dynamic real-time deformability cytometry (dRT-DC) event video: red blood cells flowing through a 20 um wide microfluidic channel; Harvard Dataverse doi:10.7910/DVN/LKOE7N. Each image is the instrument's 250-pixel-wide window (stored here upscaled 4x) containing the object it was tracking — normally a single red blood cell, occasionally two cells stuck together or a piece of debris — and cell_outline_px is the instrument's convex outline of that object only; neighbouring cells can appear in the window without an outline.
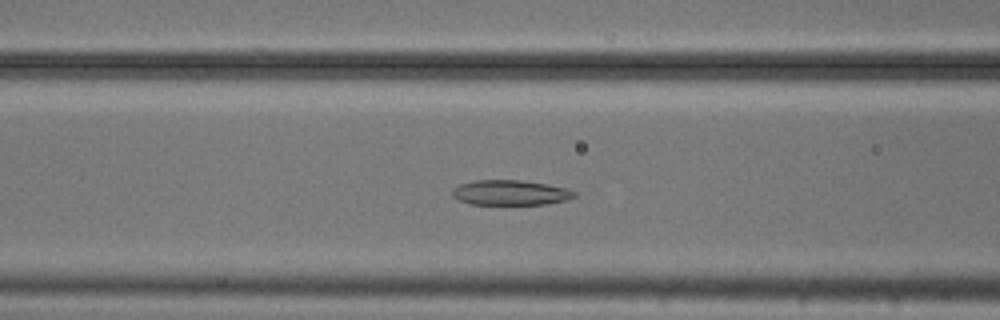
{"species": "common noctule bat (a hibernating species)", "species_latin": "Nyctalus noctula", "temperature_condition": "cold", "stored_images_in_passage": 54, "camera_frame_rate_fps": 3000, "um_per_image_px": 0.085, "animal": {"sex": "male", "body_mass_g": 20.5, "forearm_length_mm": 52.5}, "frame": {"image": 1, "passage_image": 22, "time_ms": 7.0, "image_size_px": [1000, 320], "cell_outline_px": [[576, 196], [564, 200], [548, 204], [472, 204], [460, 200], [452, 196], [452, 188], [460, 184], [476, 180], [520, 180], [548, 184], [564, 188], [576, 192]], "centroid_in_image_um": [43.36, 16.37], "position_along_channel_um": 123.2, "area_um2": 17.69}}
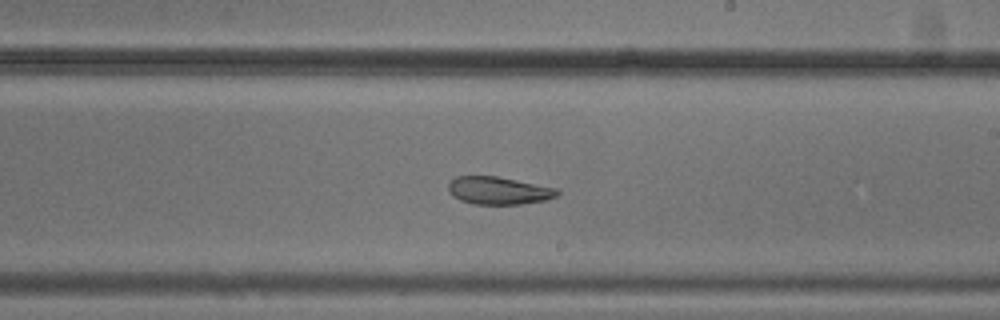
{"frame": {"image": 2, "passage_image": 32, "time_ms": 10.333, "image_size_px": [1000, 320], "cell_outline_px": [[560, 192], [556, 196], [544, 200], [520, 204], [472, 204], [460, 200], [452, 196], [448, 192], [448, 184], [456, 176], [496, 176], [556, 188]], "centroid_in_image_um": [42.33, 16.2], "position_along_channel_um": 246.7, "area_um2": 17.46}}
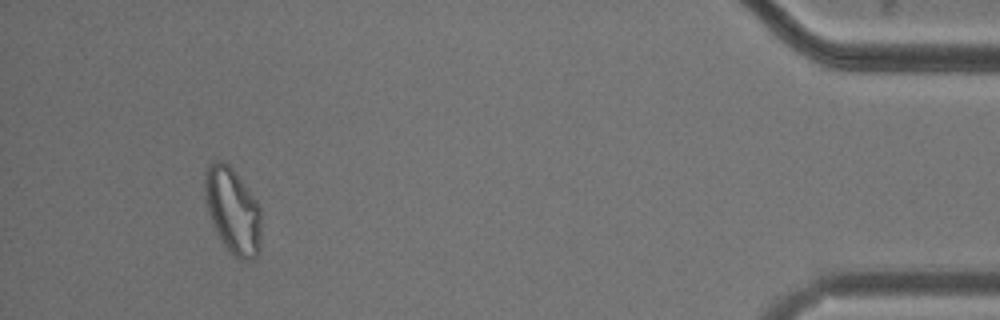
{"frame": {"image": 3, "passage_image": 51, "time_ms": 16.667, "image_size_px": [1000, 320], "cell_outline_px": [[260, 252], [252, 260], [240, 260], [224, 244], [216, 232], [208, 212], [204, 196], [204, 172], [208, 164], [216, 160], [224, 160], [232, 168], [256, 200], [260, 208]], "centroid_in_image_um": [19.76, 17.88], "position_along_channel_um": 415.4, "area_um2": 28.21}, "authors_computed_cell_mechanics": {"area_um2": 21.9929, "velocity_mm_per_s": 3.7043, "shape_relaxation_time_tau1_ms": null, "shape_relaxation_time_tau2_ms": 4.5927, "deformation_change_tau1": null, "deformation_change_tau2": 0.0925}}